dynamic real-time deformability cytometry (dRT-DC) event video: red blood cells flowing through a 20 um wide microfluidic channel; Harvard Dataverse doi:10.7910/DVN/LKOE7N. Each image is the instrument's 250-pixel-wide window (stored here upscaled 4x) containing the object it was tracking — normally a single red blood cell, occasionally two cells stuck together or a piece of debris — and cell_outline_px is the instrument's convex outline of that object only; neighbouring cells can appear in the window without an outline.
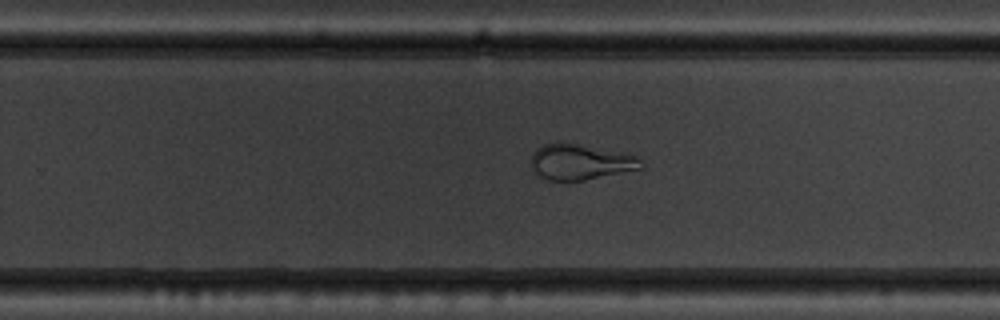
{"species": "common noctule bat (a hibernating species)", "species_latin": "Nyctalus noctula", "temperature_condition": "warm", "stored_images_in_passage": 54, "camera_frame_rate_fps": 3000, "um_per_image_px": 0.085, "animal": {"sex": "male", "body_mass_g": 19.5, "forearm_length_mm": 54.6}, "frame": {"image": 1, "passage_image": 35, "time_ms": 11.333, "image_size_px": [1000, 320], "cell_outline_px": [[644, 168], [584, 180], [548, 180], [532, 172], [532, 152], [536, 148], [544, 144], [556, 140], [564, 140], [640, 156], [644, 164]], "centroid_in_image_um": [49.33, 13.72], "position_along_channel_um": 280.5, "area_um2": 23.52}}
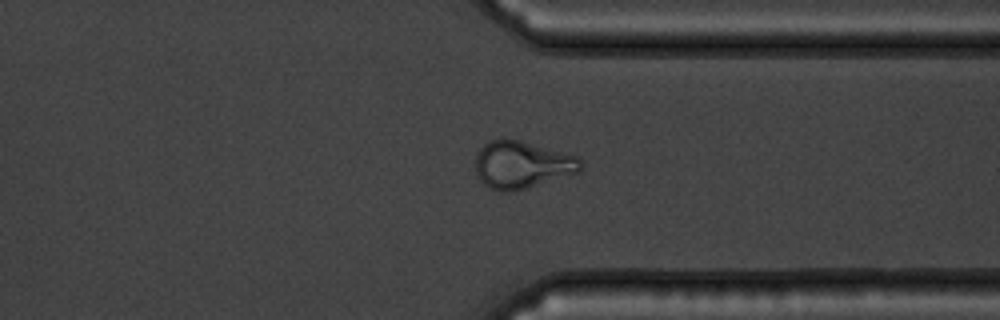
{"frame": {"image": 2, "passage_image": 42, "time_ms": 13.667, "image_size_px": [1000, 320], "cell_outline_px": [[584, 168], [580, 172], [528, 188], [512, 192], [500, 192], [484, 184], [480, 180], [476, 172], [476, 152], [484, 144], [492, 140], [520, 140], [580, 156], [584, 160]], "centroid_in_image_um": [44.44, 14.01], "position_along_channel_um": 367.0, "area_um2": 29.42}}
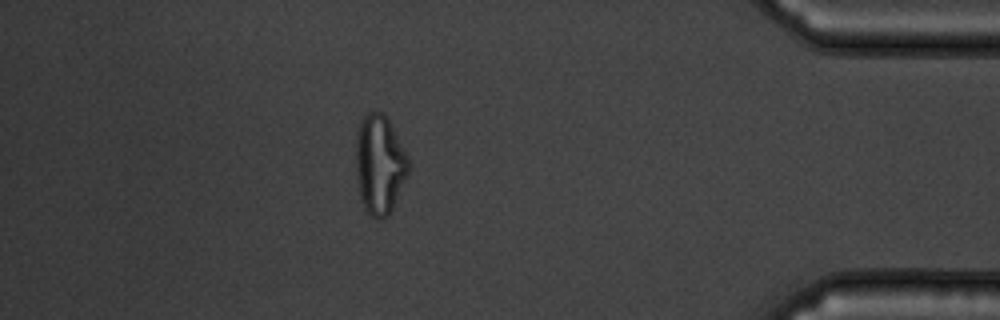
{"frame": {"image": 3, "passage_image": 48, "time_ms": 15.667, "image_size_px": [1000, 320], "cell_outline_px": [[408, 172], [392, 208], [388, 216], [380, 220], [376, 220], [368, 212], [360, 196], [356, 172], [356, 140], [360, 120], [368, 112], [384, 112], [408, 156]], "centroid_in_image_um": [32.25, 13.96], "position_along_channel_um": 402.9, "area_um2": 30.0}}